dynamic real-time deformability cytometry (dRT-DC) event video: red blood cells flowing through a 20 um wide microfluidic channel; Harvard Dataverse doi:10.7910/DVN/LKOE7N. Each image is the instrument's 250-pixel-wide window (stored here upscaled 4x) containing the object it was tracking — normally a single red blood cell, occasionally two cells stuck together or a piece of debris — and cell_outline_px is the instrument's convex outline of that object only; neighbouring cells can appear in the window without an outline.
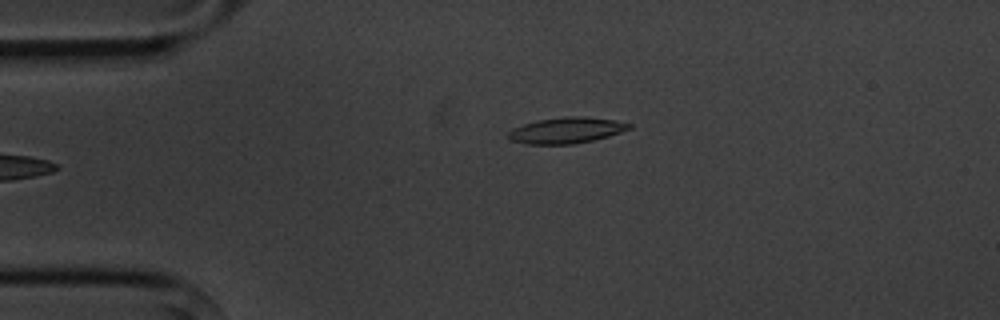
{"species": "common noctule bat (a hibernating species)", "species_latin": "Nyctalus noctula", "temperature_condition": "cold", "stored_images_in_passage": 5, "camera_frame_rate_fps": 3000, "um_per_image_px": 0.085, "animal": {"sex": "male", "body_mass_g": 20.1, "forearm_length_mm": 53.5}, "frame": {"image": 1, "passage_image": 5, "time_ms": 4.667, "image_size_px": [1000, 320], "cell_outline_px": [[632, 128], [608, 136], [592, 140], [572, 144], [528, 144], [512, 140], [508, 136], [508, 132], [512, 128], [536, 120], [568, 116], [584, 116], [616, 120], [632, 124]], "centroid_in_image_um": [48.16, 11.07], "position_along_channel_um": 36.8, "area_um2": 18.21}}